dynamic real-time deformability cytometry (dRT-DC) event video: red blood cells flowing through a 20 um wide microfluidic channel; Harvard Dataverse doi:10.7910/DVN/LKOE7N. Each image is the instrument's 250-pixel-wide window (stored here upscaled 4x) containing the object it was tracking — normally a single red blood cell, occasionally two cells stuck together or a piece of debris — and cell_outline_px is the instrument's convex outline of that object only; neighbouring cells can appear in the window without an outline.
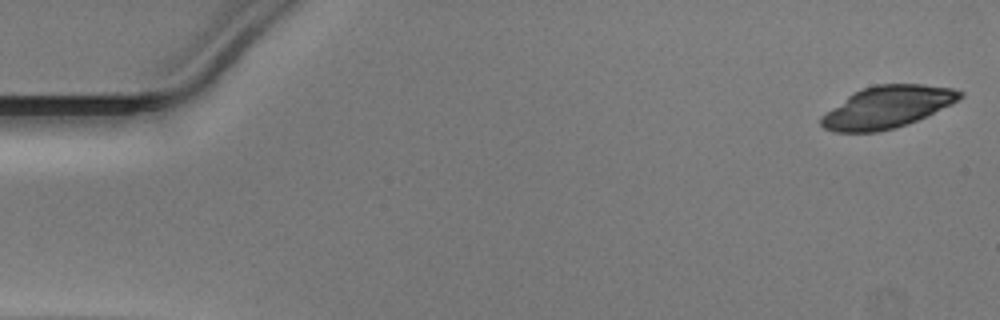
{"species": "Egyptian fruit bat (a non-hibernating species)", "species_latin": "Rousettus aegyptiacus", "temperature_condition": "warm", "stored_images_in_passage": 49, "camera_frame_rate_fps": 3000, "um_per_image_px": 0.085, "animal": {"sex": "male"}, "frame": {"image": 1, "passage_image": 1, "time_ms": 0.0, "image_size_px": [1000, 320], "cell_outline_px": [[964, 96], [952, 104], [908, 124], [896, 128], [876, 132], [836, 132], [824, 128], [820, 124], [820, 116], [848, 96], [864, 88], [876, 84], [924, 84], [952, 88], [964, 92]], "centroid_in_image_um": [75.43, 9.1], "position_along_channel_um": 9.6, "area_um2": 33.81}}